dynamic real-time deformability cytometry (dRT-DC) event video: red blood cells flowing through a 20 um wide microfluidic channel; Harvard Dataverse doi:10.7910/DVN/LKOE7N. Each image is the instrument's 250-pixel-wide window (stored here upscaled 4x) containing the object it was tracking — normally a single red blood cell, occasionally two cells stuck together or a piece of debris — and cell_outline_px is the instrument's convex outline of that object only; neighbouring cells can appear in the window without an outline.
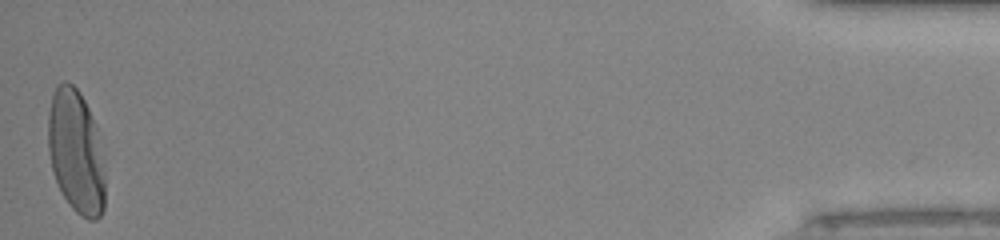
{"species": "human", "species_latin": "Homo sapiens", "temperature_condition": "room temperature", "stored_images_in_passage": 40, "camera_frame_rate_fps": 3000, "um_per_image_px": 0.085, "donor": {"sex": "male"}, "frame": {"image": 1, "passage_image": 40, "time_ms": 13.0, "image_size_px": [1000, 240], "cell_outline_px": [[104, 208], [100, 216], [96, 220], [88, 220], [80, 216], [72, 208], [64, 196], [52, 172], [48, 152], [48, 112], [52, 96], [56, 84], [64, 80], [72, 84], [80, 92], [96, 124], [104, 164]], "centroid_in_image_um": [6.45, 12.89], "position_along_channel_um": 428.7, "area_um2": 41.33}}